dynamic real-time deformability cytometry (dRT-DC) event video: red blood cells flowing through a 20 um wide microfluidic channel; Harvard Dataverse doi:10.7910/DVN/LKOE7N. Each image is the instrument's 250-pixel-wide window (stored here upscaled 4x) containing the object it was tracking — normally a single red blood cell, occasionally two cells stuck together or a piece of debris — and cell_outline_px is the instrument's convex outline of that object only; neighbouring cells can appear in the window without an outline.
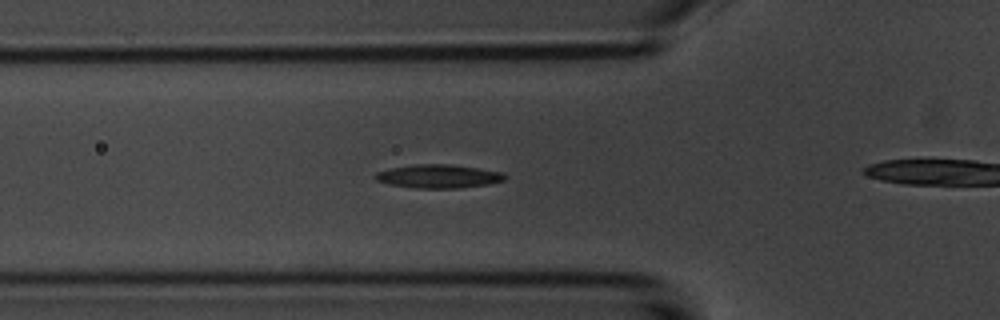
{"species": "common noctule bat (a hibernating species)", "species_latin": "Nyctalus noctula", "temperature_condition": "room temperature", "stored_images_in_passage": 38, "camera_frame_rate_fps": 3000, "um_per_image_px": 0.085, "animal": {"sex": "male", "body_mass_g": 20.1, "forearm_length_mm": 53.5}, "frame": {"image": 1, "passage_image": 12, "time_ms": 3.667, "image_size_px": [1000, 320], "cell_outline_px": [[508, 176], [504, 180], [488, 184], [460, 188], [416, 188], [388, 184], [376, 180], [372, 176], [376, 172], [392, 168], [416, 164], [452, 164], [480, 168], [504, 172]], "centroid_in_image_um": [37.3, 14.98], "position_along_channel_um": 88.5, "area_um2": 17.92}}
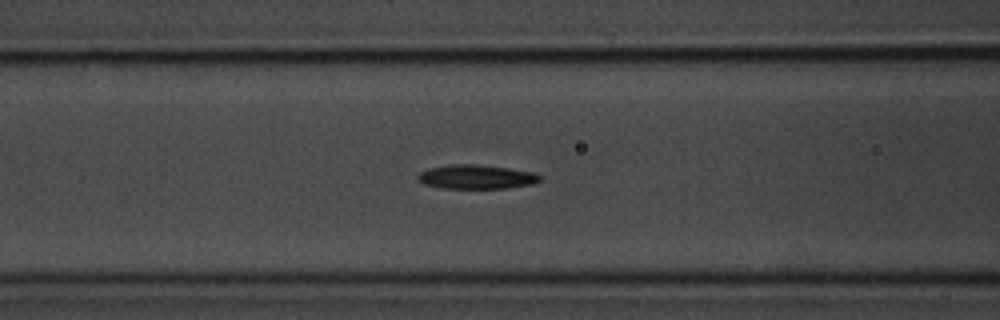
{"frame": {"image": 2, "passage_image": 15, "time_ms": 4.667, "image_size_px": [1000, 320], "cell_outline_px": [[540, 180], [532, 184], [508, 188], [444, 188], [424, 184], [416, 176], [420, 172], [428, 168], [452, 164], [476, 164], [508, 168], [532, 172], [540, 176]], "centroid_in_image_um": [40.47, 15.03], "position_along_channel_um": 126.1, "area_um2": 16.99}}
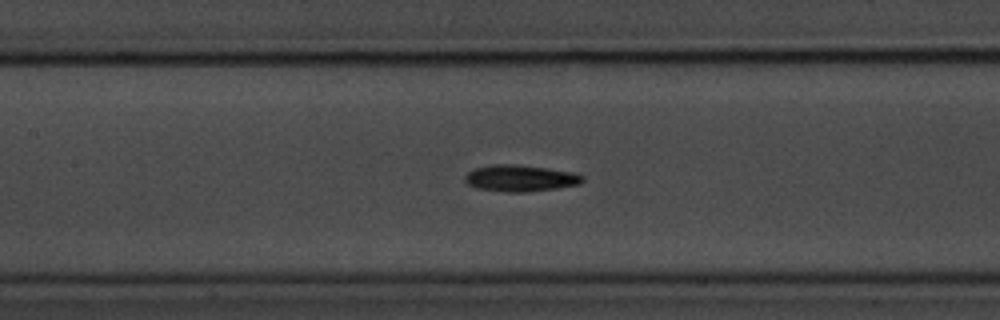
{"frame": {"image": 3, "passage_image": 18, "time_ms": 5.667, "image_size_px": [1000, 320], "cell_outline_px": [[584, 180], [580, 184], [556, 188], [528, 192], [508, 192], [476, 188], [468, 184], [464, 180], [464, 176], [468, 172], [476, 168], [492, 164], [516, 164], [576, 172], [584, 176]], "centroid_in_image_um": [44.24, 15.14], "position_along_channel_um": 163.2, "area_um2": 18.26}}